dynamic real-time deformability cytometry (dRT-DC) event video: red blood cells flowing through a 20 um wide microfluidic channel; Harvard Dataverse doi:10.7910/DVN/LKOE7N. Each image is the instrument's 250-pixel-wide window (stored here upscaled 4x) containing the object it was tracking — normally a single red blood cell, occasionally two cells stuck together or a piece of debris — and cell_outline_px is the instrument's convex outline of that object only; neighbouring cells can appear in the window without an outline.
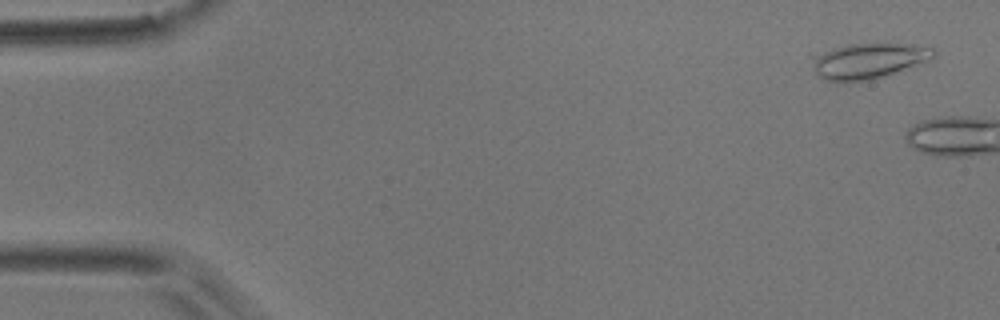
{"species": "common noctule bat (a hibernating species)", "species_latin": "Nyctalus noctula", "temperature_condition": "room temperature", "stored_images_in_passage": 5, "camera_frame_rate_fps": 3000, "um_per_image_px": 0.085, "animal": {"sex": "male", "body_mass_g": 17.9}, "frame": {"image": 1, "passage_image": 3, "time_ms": 0.667, "image_size_px": [1000, 320], "cell_outline_px": [[936, 56], [928, 60], [884, 76], [868, 80], [824, 80], [816, 72], [808, 56], [848, 44], [876, 40], [912, 44], [932, 48], [936, 52]], "centroid_in_image_um": [73.82, 5.09], "position_along_channel_um": 11.2, "area_um2": 25.55}}